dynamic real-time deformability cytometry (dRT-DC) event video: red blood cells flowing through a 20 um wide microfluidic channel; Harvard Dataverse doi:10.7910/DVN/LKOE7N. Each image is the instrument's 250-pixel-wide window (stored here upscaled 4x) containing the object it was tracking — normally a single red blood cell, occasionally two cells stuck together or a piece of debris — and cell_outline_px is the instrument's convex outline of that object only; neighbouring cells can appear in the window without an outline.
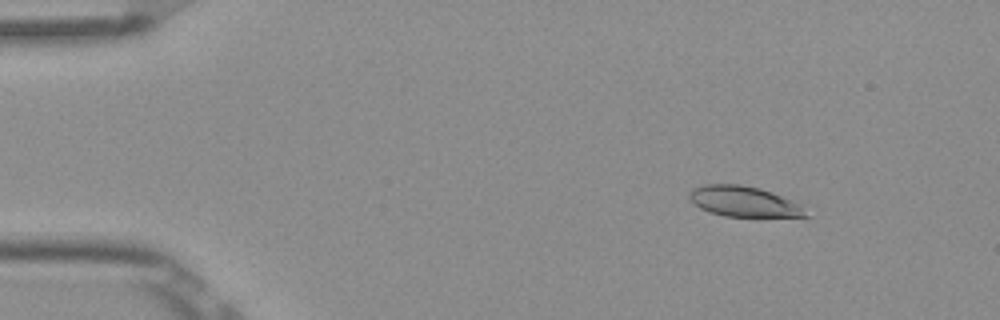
{"species": "Egyptian fruit bat (a non-hibernating species)", "species_latin": "Rousettus aegyptiacus", "temperature_condition": "room temperature", "stored_images_in_passage": 53, "camera_frame_rate_fps": 3000, "um_per_image_px": 0.085, "frame": {"image": 1, "passage_image": 7, "time_ms": 2.0, "image_size_px": [1000, 320], "cell_outline_px": [[812, 216], [724, 216], [708, 212], [700, 208], [688, 196], [692, 188], [704, 184], [740, 184], [760, 188], [772, 192], [800, 204]], "centroid_in_image_um": [63.22, 17.12], "position_along_channel_um": 21.8, "area_um2": 20.58}}
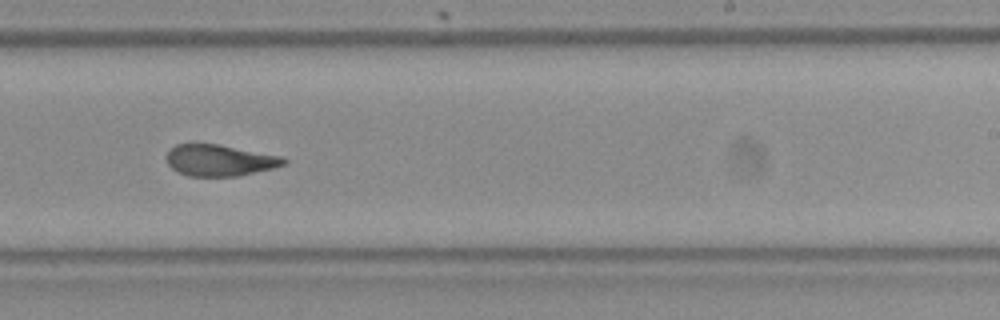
{"frame": {"image": 2, "passage_image": 33, "time_ms": 10.667, "image_size_px": [1000, 320], "cell_outline_px": [[288, 164], [272, 168], [236, 176], [188, 176], [176, 172], [168, 164], [164, 156], [168, 148], [176, 144], [196, 140], [220, 144], [284, 156], [288, 160]], "centroid_in_image_um": [18.6, 13.57], "position_along_channel_um": 270.4, "area_um2": 22.48}}
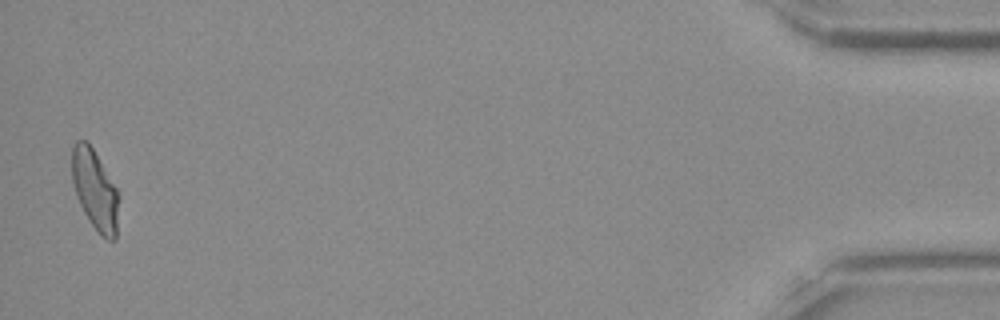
{"frame": {"image": 3, "passage_image": 52, "time_ms": 17.0, "image_size_px": [1000, 320], "cell_outline_px": [[120, 196], [116, 240], [108, 240], [100, 236], [84, 212], [76, 196], [72, 180], [72, 144], [76, 140], [88, 140], [116, 188]], "centroid_in_image_um": [8.08, 16.15], "position_along_channel_um": 427.1, "area_um2": 22.08}, "authors_computed_cell_mechanics": {"area_um2": 22.1952, "velocity_mm_per_s": 3.8743, "shape_relaxation_time_tau1_ms": 8.1103, "shape_relaxation_time_tau2_ms": 1.8882, "deformation_change_tau1": 0.2185, "deformation_change_tau2": 0.0939}}